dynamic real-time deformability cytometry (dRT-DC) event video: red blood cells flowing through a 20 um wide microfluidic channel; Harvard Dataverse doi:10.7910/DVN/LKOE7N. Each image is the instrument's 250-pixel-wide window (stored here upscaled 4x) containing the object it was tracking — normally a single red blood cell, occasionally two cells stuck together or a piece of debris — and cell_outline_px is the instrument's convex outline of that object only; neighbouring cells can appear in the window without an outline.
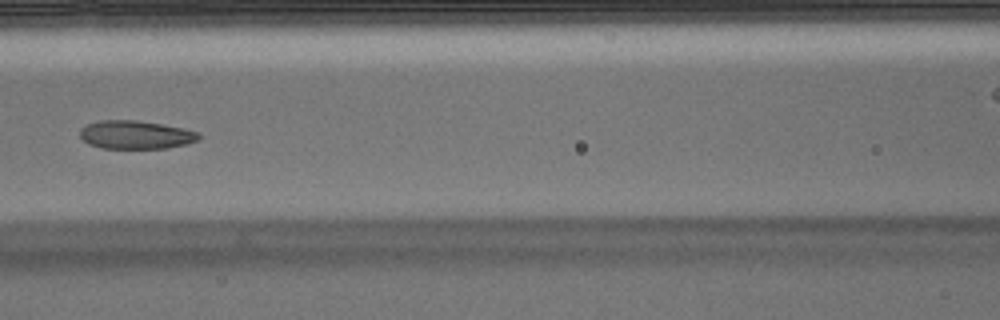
{"species": "Egyptian fruit bat (a non-hibernating species)", "species_latin": "Rousettus aegyptiacus", "temperature_condition": "warm", "stored_images_in_passage": 8, "camera_frame_rate_fps": 3000, "um_per_image_px": 0.085, "animal": {"sex": "male"}, "frame": {"image": 1, "passage_image": 6, "time_ms": 1.667, "image_size_px": [1000, 320], "cell_outline_px": [[200, 136], [196, 140], [188, 144], [168, 148], [104, 148], [88, 144], [80, 136], [80, 128], [88, 124], [100, 120], [136, 120], [184, 128], [200, 132]], "centroid_in_image_um": [11.55, 11.45], "position_along_channel_um": 155.1, "area_um2": 19.59}}